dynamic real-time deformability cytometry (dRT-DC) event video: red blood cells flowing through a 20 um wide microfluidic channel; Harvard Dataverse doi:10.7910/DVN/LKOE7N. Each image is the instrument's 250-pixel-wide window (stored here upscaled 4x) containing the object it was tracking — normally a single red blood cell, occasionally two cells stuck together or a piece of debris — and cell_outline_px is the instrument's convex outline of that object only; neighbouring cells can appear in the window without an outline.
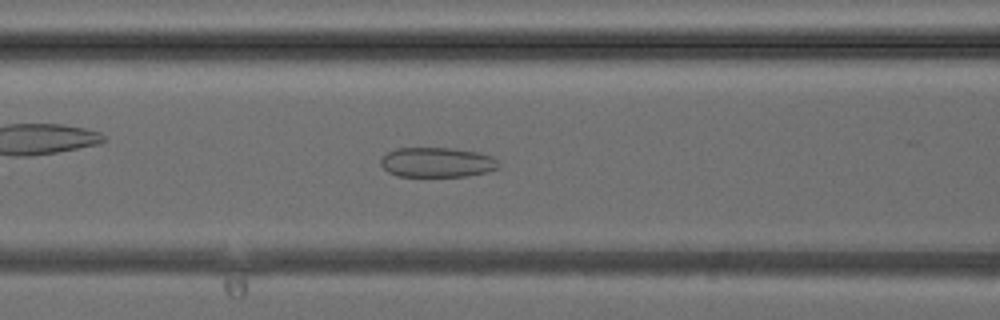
{"species": "common noctule bat (a hibernating species)", "species_latin": "Nyctalus noctula", "temperature_condition": "cold", "stored_images_in_passage": 40, "camera_frame_rate_fps": 3000, "um_per_image_px": 0.085, "animal": {"sex": "female", "body_mass_g": 24.6, "forearm_length_mm": 56.2}, "frame": {"image": 1, "passage_image": 16, "time_ms": 5.0, "image_size_px": [1000, 320], "cell_outline_px": [[500, 168], [488, 172], [468, 176], [396, 176], [388, 172], [380, 164], [380, 160], [388, 152], [396, 148], [452, 148], [476, 152], [492, 156], [500, 164]], "centroid_in_image_um": [37.17, 13.8], "position_along_channel_um": 129.4, "area_um2": 20.58}}
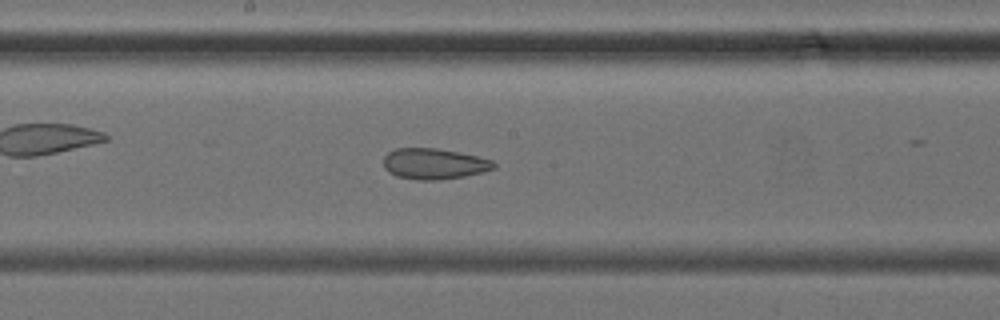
{"frame": {"image": 2, "passage_image": 21, "time_ms": 6.667, "image_size_px": [1000, 320], "cell_outline_px": [[496, 168], [484, 172], [464, 176], [436, 180], [416, 180], [396, 176], [388, 172], [384, 168], [384, 156], [388, 152], [396, 148], [436, 148], [476, 156], [492, 160], [496, 164]], "centroid_in_image_um": [36.88, 13.93], "position_along_channel_um": 211.3, "area_um2": 19.83}}
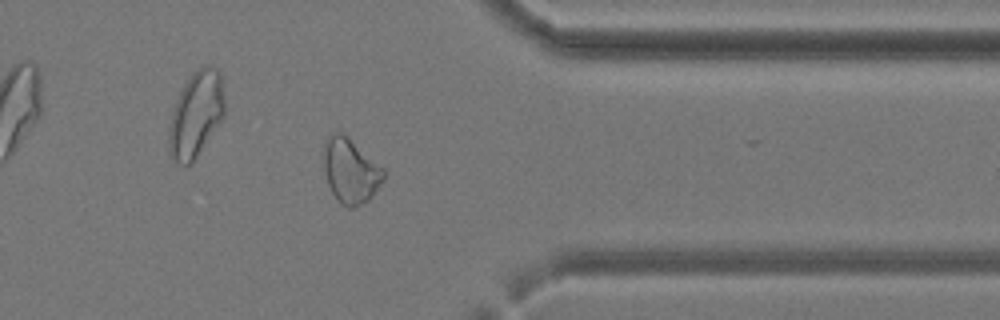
{"frame": {"image": 3, "passage_image": 32, "time_ms": 10.333, "image_size_px": [1000, 320], "cell_outline_px": [[384, 180], [372, 196], [368, 200], [352, 208], [348, 208], [340, 204], [332, 192], [328, 184], [324, 172], [324, 140], [332, 132], [344, 132], [384, 168]], "centroid_in_image_um": [29.79, 14.49], "position_along_channel_um": 381.6, "area_um2": 22.89}}